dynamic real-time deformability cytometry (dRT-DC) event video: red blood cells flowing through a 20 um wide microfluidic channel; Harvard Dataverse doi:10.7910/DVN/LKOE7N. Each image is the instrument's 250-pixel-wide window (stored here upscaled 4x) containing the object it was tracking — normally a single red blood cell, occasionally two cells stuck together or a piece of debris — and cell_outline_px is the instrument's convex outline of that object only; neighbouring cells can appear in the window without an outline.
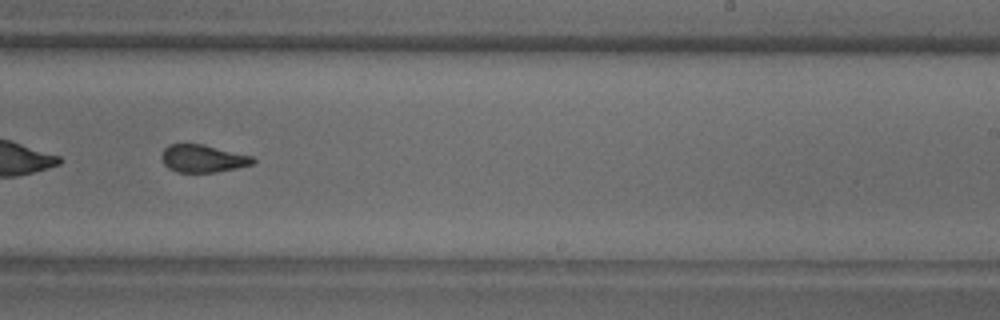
{"species": "common noctule bat (a hibernating species)", "species_latin": "Nyctalus noctula", "temperature_condition": "warm", "stored_images_in_passage": 69, "segment_of_instrument_passage": [2, 2], "camera_frame_rate_fps": 3000, "um_per_image_px": 0.085, "animal": {"sex": "male", "body_mass_g": 18.8}, "frame": {"image": 1, "passage_image": 43, "time_ms": 14.0, "image_size_px": [1000, 320], "cell_outline_px": [[256, 160], [252, 164], [236, 168], [216, 172], [176, 172], [168, 168], [164, 164], [160, 156], [164, 148], [168, 144], [204, 144], [252, 156]], "centroid_in_image_um": [17.21, 13.47], "position_along_channel_um": 271.8, "area_um2": 14.74}}
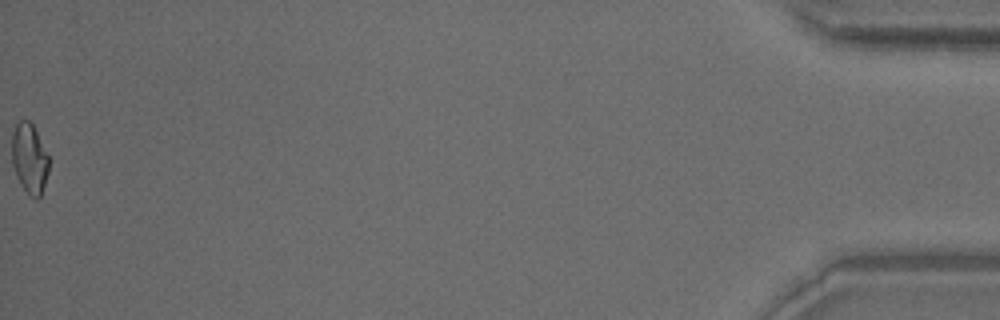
{"frame": {"image": 2, "passage_image": 69, "time_ms": 22.667, "image_size_px": [1000, 320], "cell_outline_px": [[48, 172], [40, 196], [36, 200], [28, 196], [16, 176], [12, 164], [12, 132], [16, 124], [20, 120], [28, 120], [32, 124], [48, 156]], "centroid_in_image_um": [2.48, 13.5], "position_along_channel_um": 432.7, "area_um2": 14.97}}